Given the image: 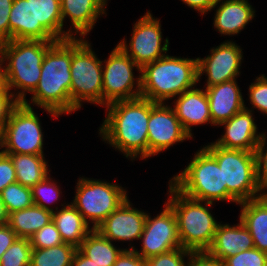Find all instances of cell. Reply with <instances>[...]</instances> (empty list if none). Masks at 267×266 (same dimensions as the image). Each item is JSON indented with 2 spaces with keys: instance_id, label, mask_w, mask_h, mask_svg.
Instances as JSON below:
<instances>
[{
  "instance_id": "1",
  "label": "cell",
  "mask_w": 267,
  "mask_h": 266,
  "mask_svg": "<svg viewBox=\"0 0 267 266\" xmlns=\"http://www.w3.org/2000/svg\"><path fill=\"white\" fill-rule=\"evenodd\" d=\"M106 108V118L99 128L100 137L126 158H148L150 100L140 96L113 102Z\"/></svg>"
},
{
  "instance_id": "2",
  "label": "cell",
  "mask_w": 267,
  "mask_h": 266,
  "mask_svg": "<svg viewBox=\"0 0 267 266\" xmlns=\"http://www.w3.org/2000/svg\"><path fill=\"white\" fill-rule=\"evenodd\" d=\"M72 38L56 41L46 52L37 87L31 93L32 105L53 117L71 113Z\"/></svg>"
},
{
  "instance_id": "3",
  "label": "cell",
  "mask_w": 267,
  "mask_h": 266,
  "mask_svg": "<svg viewBox=\"0 0 267 266\" xmlns=\"http://www.w3.org/2000/svg\"><path fill=\"white\" fill-rule=\"evenodd\" d=\"M56 41L9 40L0 43L2 70L6 87L18 102L26 99V93H32L38 85L41 65L47 50ZM5 62H8L4 64ZM4 65V66H3Z\"/></svg>"
},
{
  "instance_id": "4",
  "label": "cell",
  "mask_w": 267,
  "mask_h": 266,
  "mask_svg": "<svg viewBox=\"0 0 267 266\" xmlns=\"http://www.w3.org/2000/svg\"><path fill=\"white\" fill-rule=\"evenodd\" d=\"M141 97L154 103L181 95L198 81V59L181 58L166 54L141 68Z\"/></svg>"
},
{
  "instance_id": "5",
  "label": "cell",
  "mask_w": 267,
  "mask_h": 266,
  "mask_svg": "<svg viewBox=\"0 0 267 266\" xmlns=\"http://www.w3.org/2000/svg\"><path fill=\"white\" fill-rule=\"evenodd\" d=\"M168 192L171 196L166 203L176 215L181 247L191 252H206L213 243L219 223L210 212L213 203L190 198L170 182Z\"/></svg>"
},
{
  "instance_id": "6",
  "label": "cell",
  "mask_w": 267,
  "mask_h": 266,
  "mask_svg": "<svg viewBox=\"0 0 267 266\" xmlns=\"http://www.w3.org/2000/svg\"><path fill=\"white\" fill-rule=\"evenodd\" d=\"M170 183L184 195L209 203L228 201L239 204L227 191L223 170L216 159L203 147L191 162Z\"/></svg>"
},
{
  "instance_id": "7",
  "label": "cell",
  "mask_w": 267,
  "mask_h": 266,
  "mask_svg": "<svg viewBox=\"0 0 267 266\" xmlns=\"http://www.w3.org/2000/svg\"><path fill=\"white\" fill-rule=\"evenodd\" d=\"M71 112L82 107V102L103 105L102 61L91 44L82 38H72Z\"/></svg>"
},
{
  "instance_id": "8",
  "label": "cell",
  "mask_w": 267,
  "mask_h": 266,
  "mask_svg": "<svg viewBox=\"0 0 267 266\" xmlns=\"http://www.w3.org/2000/svg\"><path fill=\"white\" fill-rule=\"evenodd\" d=\"M203 147L222 168L227 191L238 203L263 196L257 184L254 151L225 149L214 143Z\"/></svg>"
},
{
  "instance_id": "9",
  "label": "cell",
  "mask_w": 267,
  "mask_h": 266,
  "mask_svg": "<svg viewBox=\"0 0 267 266\" xmlns=\"http://www.w3.org/2000/svg\"><path fill=\"white\" fill-rule=\"evenodd\" d=\"M76 184V195L71 204L89 226L92 222L93 230L128 198L126 189L116 183L83 177Z\"/></svg>"
},
{
  "instance_id": "10",
  "label": "cell",
  "mask_w": 267,
  "mask_h": 266,
  "mask_svg": "<svg viewBox=\"0 0 267 266\" xmlns=\"http://www.w3.org/2000/svg\"><path fill=\"white\" fill-rule=\"evenodd\" d=\"M31 104L25 99L12 109L1 130L4 154L44 155L41 123Z\"/></svg>"
},
{
  "instance_id": "11",
  "label": "cell",
  "mask_w": 267,
  "mask_h": 266,
  "mask_svg": "<svg viewBox=\"0 0 267 266\" xmlns=\"http://www.w3.org/2000/svg\"><path fill=\"white\" fill-rule=\"evenodd\" d=\"M102 63H105L102 64L104 107L141 96V74L135 78L133 72V69H137L141 73V68L118 45Z\"/></svg>"
},
{
  "instance_id": "12",
  "label": "cell",
  "mask_w": 267,
  "mask_h": 266,
  "mask_svg": "<svg viewBox=\"0 0 267 266\" xmlns=\"http://www.w3.org/2000/svg\"><path fill=\"white\" fill-rule=\"evenodd\" d=\"M132 37L127 44L124 38L117 45L142 68L165 56L169 49V39L162 43L161 23L147 11L143 17L133 25Z\"/></svg>"
},
{
  "instance_id": "13",
  "label": "cell",
  "mask_w": 267,
  "mask_h": 266,
  "mask_svg": "<svg viewBox=\"0 0 267 266\" xmlns=\"http://www.w3.org/2000/svg\"><path fill=\"white\" fill-rule=\"evenodd\" d=\"M140 239L141 251L133 246L129 249H133L143 259L181 247L176 215L166 202L163 211L155 218H151L147 213Z\"/></svg>"
},
{
  "instance_id": "14",
  "label": "cell",
  "mask_w": 267,
  "mask_h": 266,
  "mask_svg": "<svg viewBox=\"0 0 267 266\" xmlns=\"http://www.w3.org/2000/svg\"><path fill=\"white\" fill-rule=\"evenodd\" d=\"M191 138L183 129L171 105L154 103L150 100L148 157L169 149L175 143Z\"/></svg>"
},
{
  "instance_id": "15",
  "label": "cell",
  "mask_w": 267,
  "mask_h": 266,
  "mask_svg": "<svg viewBox=\"0 0 267 266\" xmlns=\"http://www.w3.org/2000/svg\"><path fill=\"white\" fill-rule=\"evenodd\" d=\"M210 55L198 59V81L206 73V87L231 81L240 75L242 49L233 41H226L212 48Z\"/></svg>"
},
{
  "instance_id": "16",
  "label": "cell",
  "mask_w": 267,
  "mask_h": 266,
  "mask_svg": "<svg viewBox=\"0 0 267 266\" xmlns=\"http://www.w3.org/2000/svg\"><path fill=\"white\" fill-rule=\"evenodd\" d=\"M127 198L96 230L110 241H133L140 239L147 213L132 207Z\"/></svg>"
},
{
  "instance_id": "17",
  "label": "cell",
  "mask_w": 267,
  "mask_h": 266,
  "mask_svg": "<svg viewBox=\"0 0 267 266\" xmlns=\"http://www.w3.org/2000/svg\"><path fill=\"white\" fill-rule=\"evenodd\" d=\"M253 109L245 107L229 120L219 124L225 126V133L214 144L225 149L255 151L263 133L257 134V125L253 118Z\"/></svg>"
},
{
  "instance_id": "18",
  "label": "cell",
  "mask_w": 267,
  "mask_h": 266,
  "mask_svg": "<svg viewBox=\"0 0 267 266\" xmlns=\"http://www.w3.org/2000/svg\"><path fill=\"white\" fill-rule=\"evenodd\" d=\"M34 12V40L58 41L75 38L63 30L61 0H30Z\"/></svg>"
},
{
  "instance_id": "19",
  "label": "cell",
  "mask_w": 267,
  "mask_h": 266,
  "mask_svg": "<svg viewBox=\"0 0 267 266\" xmlns=\"http://www.w3.org/2000/svg\"><path fill=\"white\" fill-rule=\"evenodd\" d=\"M205 91L214 126L229 120L246 107L236 79L207 87Z\"/></svg>"
},
{
  "instance_id": "20",
  "label": "cell",
  "mask_w": 267,
  "mask_h": 266,
  "mask_svg": "<svg viewBox=\"0 0 267 266\" xmlns=\"http://www.w3.org/2000/svg\"><path fill=\"white\" fill-rule=\"evenodd\" d=\"M255 248L253 238L239 220L237 225L219 223L215 232L214 240L206 251L213 258L224 261L226 258L236 255L240 251Z\"/></svg>"
},
{
  "instance_id": "21",
  "label": "cell",
  "mask_w": 267,
  "mask_h": 266,
  "mask_svg": "<svg viewBox=\"0 0 267 266\" xmlns=\"http://www.w3.org/2000/svg\"><path fill=\"white\" fill-rule=\"evenodd\" d=\"M174 111L183 129L193 138L191 126L211 123L208 96L205 90L192 88L184 91L175 100Z\"/></svg>"
},
{
  "instance_id": "22",
  "label": "cell",
  "mask_w": 267,
  "mask_h": 266,
  "mask_svg": "<svg viewBox=\"0 0 267 266\" xmlns=\"http://www.w3.org/2000/svg\"><path fill=\"white\" fill-rule=\"evenodd\" d=\"M216 6L213 24L221 35L239 34L255 17V10L248 0H219L213 8Z\"/></svg>"
},
{
  "instance_id": "23",
  "label": "cell",
  "mask_w": 267,
  "mask_h": 266,
  "mask_svg": "<svg viewBox=\"0 0 267 266\" xmlns=\"http://www.w3.org/2000/svg\"><path fill=\"white\" fill-rule=\"evenodd\" d=\"M107 0H61V13L64 20L69 17L74 33L86 36L95 26L100 15L106 14Z\"/></svg>"
},
{
  "instance_id": "24",
  "label": "cell",
  "mask_w": 267,
  "mask_h": 266,
  "mask_svg": "<svg viewBox=\"0 0 267 266\" xmlns=\"http://www.w3.org/2000/svg\"><path fill=\"white\" fill-rule=\"evenodd\" d=\"M239 220L250 232L255 248L267 253V195L239 203Z\"/></svg>"
},
{
  "instance_id": "25",
  "label": "cell",
  "mask_w": 267,
  "mask_h": 266,
  "mask_svg": "<svg viewBox=\"0 0 267 266\" xmlns=\"http://www.w3.org/2000/svg\"><path fill=\"white\" fill-rule=\"evenodd\" d=\"M61 210L53 212L52 221L58 229L64 243L79 247L86 236L93 230L86 223L81 213L70 203L62 204Z\"/></svg>"
},
{
  "instance_id": "26",
  "label": "cell",
  "mask_w": 267,
  "mask_h": 266,
  "mask_svg": "<svg viewBox=\"0 0 267 266\" xmlns=\"http://www.w3.org/2000/svg\"><path fill=\"white\" fill-rule=\"evenodd\" d=\"M53 213L35 204L8 214L7 225L21 238H30L52 221Z\"/></svg>"
},
{
  "instance_id": "27",
  "label": "cell",
  "mask_w": 267,
  "mask_h": 266,
  "mask_svg": "<svg viewBox=\"0 0 267 266\" xmlns=\"http://www.w3.org/2000/svg\"><path fill=\"white\" fill-rule=\"evenodd\" d=\"M14 165L16 180L25 187L32 188L50 173L44 155L6 154Z\"/></svg>"
},
{
  "instance_id": "28",
  "label": "cell",
  "mask_w": 267,
  "mask_h": 266,
  "mask_svg": "<svg viewBox=\"0 0 267 266\" xmlns=\"http://www.w3.org/2000/svg\"><path fill=\"white\" fill-rule=\"evenodd\" d=\"M78 250L98 266H113L125 249L117 248L94 229L82 241Z\"/></svg>"
},
{
  "instance_id": "29",
  "label": "cell",
  "mask_w": 267,
  "mask_h": 266,
  "mask_svg": "<svg viewBox=\"0 0 267 266\" xmlns=\"http://www.w3.org/2000/svg\"><path fill=\"white\" fill-rule=\"evenodd\" d=\"M10 40H34V12L30 0H14L9 15Z\"/></svg>"
},
{
  "instance_id": "30",
  "label": "cell",
  "mask_w": 267,
  "mask_h": 266,
  "mask_svg": "<svg viewBox=\"0 0 267 266\" xmlns=\"http://www.w3.org/2000/svg\"><path fill=\"white\" fill-rule=\"evenodd\" d=\"M77 250L68 243L45 249L32 248L30 266H71Z\"/></svg>"
},
{
  "instance_id": "31",
  "label": "cell",
  "mask_w": 267,
  "mask_h": 266,
  "mask_svg": "<svg viewBox=\"0 0 267 266\" xmlns=\"http://www.w3.org/2000/svg\"><path fill=\"white\" fill-rule=\"evenodd\" d=\"M8 214L30 207L34 204L31 188L18 182L9 184L0 192Z\"/></svg>"
},
{
  "instance_id": "32",
  "label": "cell",
  "mask_w": 267,
  "mask_h": 266,
  "mask_svg": "<svg viewBox=\"0 0 267 266\" xmlns=\"http://www.w3.org/2000/svg\"><path fill=\"white\" fill-rule=\"evenodd\" d=\"M31 251L30 239L18 237L2 255L0 266H30Z\"/></svg>"
},
{
  "instance_id": "33",
  "label": "cell",
  "mask_w": 267,
  "mask_h": 266,
  "mask_svg": "<svg viewBox=\"0 0 267 266\" xmlns=\"http://www.w3.org/2000/svg\"><path fill=\"white\" fill-rule=\"evenodd\" d=\"M54 181L55 180H52L48 175L31 188L34 204L52 213L54 212V209L49 207L46 203L51 204L58 201L60 194L62 193L59 190V186H57Z\"/></svg>"
},
{
  "instance_id": "34",
  "label": "cell",
  "mask_w": 267,
  "mask_h": 266,
  "mask_svg": "<svg viewBox=\"0 0 267 266\" xmlns=\"http://www.w3.org/2000/svg\"><path fill=\"white\" fill-rule=\"evenodd\" d=\"M32 248H50L64 243L53 221L43 226L30 238Z\"/></svg>"
},
{
  "instance_id": "35",
  "label": "cell",
  "mask_w": 267,
  "mask_h": 266,
  "mask_svg": "<svg viewBox=\"0 0 267 266\" xmlns=\"http://www.w3.org/2000/svg\"><path fill=\"white\" fill-rule=\"evenodd\" d=\"M191 251L182 247L146 259L147 266H187L184 258H190Z\"/></svg>"
},
{
  "instance_id": "36",
  "label": "cell",
  "mask_w": 267,
  "mask_h": 266,
  "mask_svg": "<svg viewBox=\"0 0 267 266\" xmlns=\"http://www.w3.org/2000/svg\"><path fill=\"white\" fill-rule=\"evenodd\" d=\"M224 266H267V253L257 248L240 251L223 261Z\"/></svg>"
},
{
  "instance_id": "37",
  "label": "cell",
  "mask_w": 267,
  "mask_h": 266,
  "mask_svg": "<svg viewBox=\"0 0 267 266\" xmlns=\"http://www.w3.org/2000/svg\"><path fill=\"white\" fill-rule=\"evenodd\" d=\"M263 132L258 145L256 147L255 158H256V177L258 187L263 195H267V135ZM266 191V192H265Z\"/></svg>"
},
{
  "instance_id": "38",
  "label": "cell",
  "mask_w": 267,
  "mask_h": 266,
  "mask_svg": "<svg viewBox=\"0 0 267 266\" xmlns=\"http://www.w3.org/2000/svg\"><path fill=\"white\" fill-rule=\"evenodd\" d=\"M249 101L252 108L258 109L263 115L267 114V77L259 75L249 86Z\"/></svg>"
},
{
  "instance_id": "39",
  "label": "cell",
  "mask_w": 267,
  "mask_h": 266,
  "mask_svg": "<svg viewBox=\"0 0 267 266\" xmlns=\"http://www.w3.org/2000/svg\"><path fill=\"white\" fill-rule=\"evenodd\" d=\"M17 182L16 171L11 158L0 153V192L5 189L9 184Z\"/></svg>"
},
{
  "instance_id": "40",
  "label": "cell",
  "mask_w": 267,
  "mask_h": 266,
  "mask_svg": "<svg viewBox=\"0 0 267 266\" xmlns=\"http://www.w3.org/2000/svg\"><path fill=\"white\" fill-rule=\"evenodd\" d=\"M18 103L19 102L13 97L12 92H10L7 87L0 92V130L3 129L12 109Z\"/></svg>"
},
{
  "instance_id": "41",
  "label": "cell",
  "mask_w": 267,
  "mask_h": 266,
  "mask_svg": "<svg viewBox=\"0 0 267 266\" xmlns=\"http://www.w3.org/2000/svg\"><path fill=\"white\" fill-rule=\"evenodd\" d=\"M14 0H0V43L10 40L9 15Z\"/></svg>"
},
{
  "instance_id": "42",
  "label": "cell",
  "mask_w": 267,
  "mask_h": 266,
  "mask_svg": "<svg viewBox=\"0 0 267 266\" xmlns=\"http://www.w3.org/2000/svg\"><path fill=\"white\" fill-rule=\"evenodd\" d=\"M113 266H147V263L146 259H143L133 249L125 248Z\"/></svg>"
},
{
  "instance_id": "43",
  "label": "cell",
  "mask_w": 267,
  "mask_h": 266,
  "mask_svg": "<svg viewBox=\"0 0 267 266\" xmlns=\"http://www.w3.org/2000/svg\"><path fill=\"white\" fill-rule=\"evenodd\" d=\"M187 266H224L219 259L213 258L207 252H192Z\"/></svg>"
},
{
  "instance_id": "44",
  "label": "cell",
  "mask_w": 267,
  "mask_h": 266,
  "mask_svg": "<svg viewBox=\"0 0 267 266\" xmlns=\"http://www.w3.org/2000/svg\"><path fill=\"white\" fill-rule=\"evenodd\" d=\"M17 238V234L7 224L0 226V261L2 255Z\"/></svg>"
},
{
  "instance_id": "45",
  "label": "cell",
  "mask_w": 267,
  "mask_h": 266,
  "mask_svg": "<svg viewBox=\"0 0 267 266\" xmlns=\"http://www.w3.org/2000/svg\"><path fill=\"white\" fill-rule=\"evenodd\" d=\"M181 1L187 4V6H189L190 8H193L194 10L204 15L208 11H211L214 5L219 0H181Z\"/></svg>"
},
{
  "instance_id": "46",
  "label": "cell",
  "mask_w": 267,
  "mask_h": 266,
  "mask_svg": "<svg viewBox=\"0 0 267 266\" xmlns=\"http://www.w3.org/2000/svg\"><path fill=\"white\" fill-rule=\"evenodd\" d=\"M71 266H98L94 261L85 257L79 250L76 251Z\"/></svg>"
},
{
  "instance_id": "47",
  "label": "cell",
  "mask_w": 267,
  "mask_h": 266,
  "mask_svg": "<svg viewBox=\"0 0 267 266\" xmlns=\"http://www.w3.org/2000/svg\"><path fill=\"white\" fill-rule=\"evenodd\" d=\"M7 221H8V213L6 211L4 202L1 199V195H0V226L7 224Z\"/></svg>"
},
{
  "instance_id": "48",
  "label": "cell",
  "mask_w": 267,
  "mask_h": 266,
  "mask_svg": "<svg viewBox=\"0 0 267 266\" xmlns=\"http://www.w3.org/2000/svg\"><path fill=\"white\" fill-rule=\"evenodd\" d=\"M6 87L5 78H0V92Z\"/></svg>"
},
{
  "instance_id": "49",
  "label": "cell",
  "mask_w": 267,
  "mask_h": 266,
  "mask_svg": "<svg viewBox=\"0 0 267 266\" xmlns=\"http://www.w3.org/2000/svg\"><path fill=\"white\" fill-rule=\"evenodd\" d=\"M0 78H4L3 70H2V57L0 52Z\"/></svg>"
},
{
  "instance_id": "50",
  "label": "cell",
  "mask_w": 267,
  "mask_h": 266,
  "mask_svg": "<svg viewBox=\"0 0 267 266\" xmlns=\"http://www.w3.org/2000/svg\"><path fill=\"white\" fill-rule=\"evenodd\" d=\"M2 148V140H1V130H0V149ZM1 153V151H0Z\"/></svg>"
}]
</instances>
